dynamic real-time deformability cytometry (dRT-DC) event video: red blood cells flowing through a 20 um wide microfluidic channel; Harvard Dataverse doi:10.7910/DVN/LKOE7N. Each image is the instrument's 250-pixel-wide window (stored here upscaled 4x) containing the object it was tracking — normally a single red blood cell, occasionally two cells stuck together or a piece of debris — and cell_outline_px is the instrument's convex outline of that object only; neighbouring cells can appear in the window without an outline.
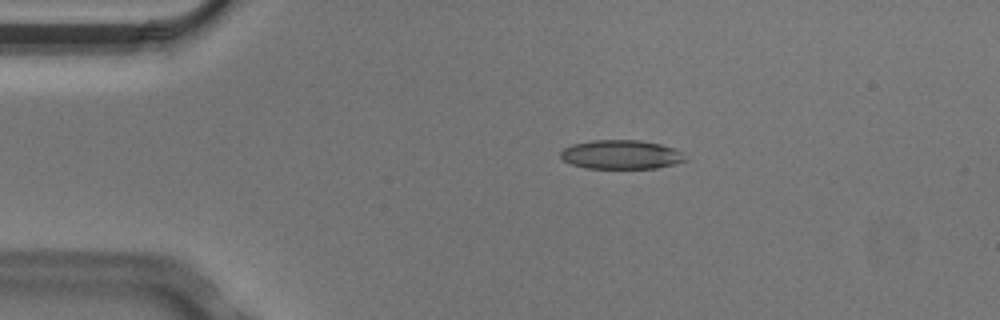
{"species": "Egyptian fruit bat (a non-hibernating species)", "species_latin": "Rousettus aegyptiacus", "temperature_condition": "cold", "stored_images_in_passage": 4, "camera_frame_rate_fps": 3000, "um_per_image_px": 0.085, "animal": {"sex": "male"}, "frame": {"image": 1, "passage_image": 2, "time_ms": 0.333, "image_size_px": [1000, 320], "cell_outline_px": [[688, 160], [656, 168], [584, 168], [572, 164], [564, 160], [560, 156], [560, 152], [564, 148], [572, 144], [592, 140], [640, 140], [660, 144], [672, 148], [680, 152]], "centroid_in_image_um": [52.76, 13.13], "position_along_channel_um": 32.2, "area_um2": 20.92}}